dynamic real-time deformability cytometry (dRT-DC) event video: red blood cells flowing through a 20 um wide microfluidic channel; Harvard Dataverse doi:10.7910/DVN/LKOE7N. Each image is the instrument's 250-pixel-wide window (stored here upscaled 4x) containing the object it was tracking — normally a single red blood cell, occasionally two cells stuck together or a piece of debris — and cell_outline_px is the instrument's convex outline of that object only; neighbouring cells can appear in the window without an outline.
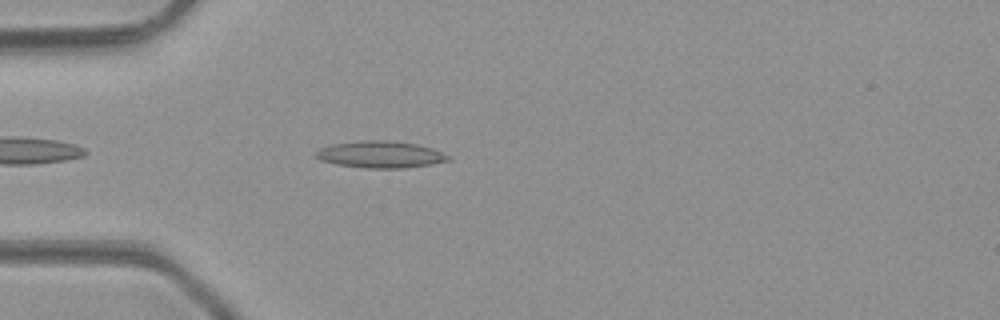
{"species": "common noctule bat (a hibernating species)", "species_latin": "Nyctalus noctula", "temperature_condition": "room temperature", "stored_images_in_passage": 38, "camera_frame_rate_fps": 3000, "um_per_image_px": 0.085, "animal": {"sex": "male", "body_mass_g": 23.1, "forearm_length_mm": 52.7}, "frame": {"image": 1, "passage_image": 4, "time_ms": 1.0, "image_size_px": [1000, 320], "cell_outline_px": [[452, 160], [432, 164], [404, 168], [364, 168], [336, 164], [320, 160], [316, 156], [316, 152], [320, 148], [332, 144], [360, 140], [388, 140], [416, 144], [432, 148], [452, 156]], "centroid_in_image_um": [32.37, 13.13], "position_along_channel_um": 52.6, "area_um2": 20.81}}
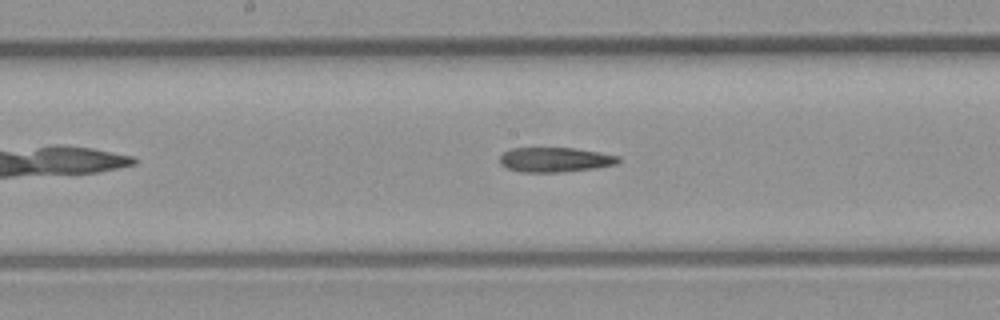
{"frame": {"image": 2, "passage_image": 15, "time_ms": 4.667, "image_size_px": [1000, 320], "cell_outline_px": [[620, 160], [616, 164], [596, 168], [560, 172], [520, 172], [508, 168], [500, 164], [500, 156], [504, 152], [512, 148], [576, 148], [600, 152], [620, 156]], "centroid_in_image_um": [47.2, 13.57], "position_along_channel_um": 201.0, "area_um2": 17.11}}
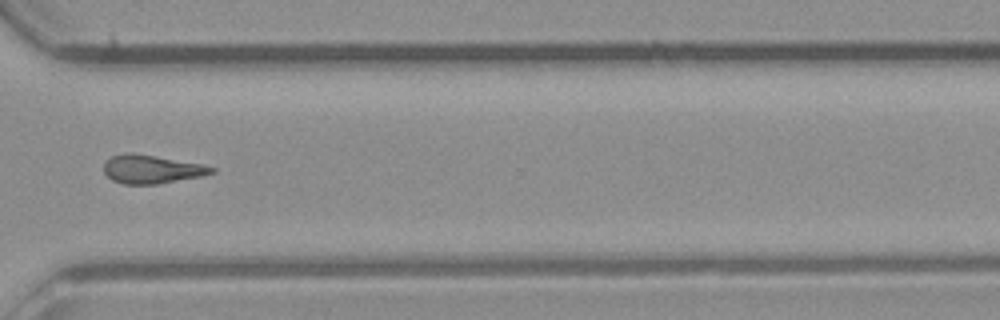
{"frame": {"image": 3, "passage_image": 26, "time_ms": 8.333, "image_size_px": [1000, 320], "cell_outline_px": [[216, 172], [204, 176], [156, 184], [124, 184], [112, 180], [104, 172], [104, 160], [112, 156], [124, 152], [132, 152], [156, 156], [200, 164], [216, 168]], "centroid_in_image_um": [12.87, 14.38], "position_along_channel_um": 357.7, "area_um2": 17.98}, "authors_computed_cell_mechanics": {"area_um2": 17.6868, "velocity_mm_per_s": 4.2875, "shape_relaxation_time_tau1_ms": null, "shape_relaxation_time_tau2_ms": 8.1164, "deformation_change_tau1": null, "deformation_change_tau2": 0.2328}}